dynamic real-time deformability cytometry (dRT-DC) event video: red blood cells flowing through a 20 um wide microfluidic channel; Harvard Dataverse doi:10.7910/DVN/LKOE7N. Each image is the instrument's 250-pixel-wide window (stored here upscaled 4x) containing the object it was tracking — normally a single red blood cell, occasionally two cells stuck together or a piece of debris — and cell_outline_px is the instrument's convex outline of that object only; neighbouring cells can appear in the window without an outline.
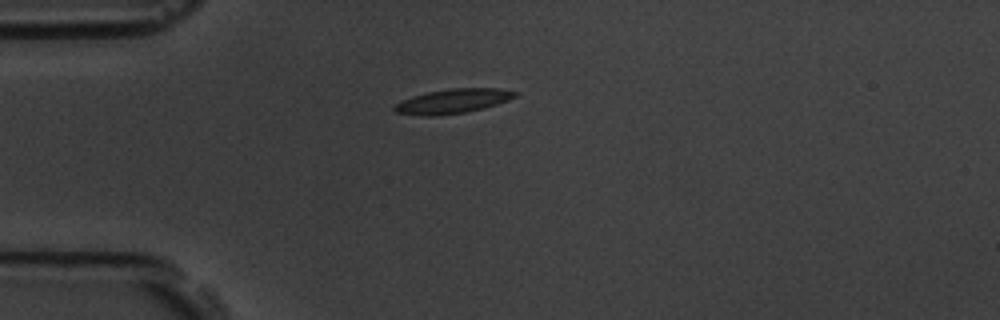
{"species": "common noctule bat (a hibernating species)", "species_latin": "Nyctalus noctula", "temperature_condition": "room temperature", "stored_images_in_passage": 7, "camera_frame_rate_fps": 3000, "um_per_image_px": 0.085, "animal": {"sex": "male", "body_mass_g": 19.5, "forearm_length_mm": 54.6}, "frame": {"image": 1, "passage_image": 1, "time_ms": 0.0, "image_size_px": [1000, 320], "cell_outline_px": [[520, 92], [516, 96], [508, 100], [484, 108], [464, 112], [436, 116], [420, 116], [396, 112], [392, 108], [396, 104], [412, 96], [428, 92], [448, 88], [500, 88]], "centroid_in_image_um": [38.51, 8.59], "position_along_channel_um": 46.5, "area_um2": 17.17}}
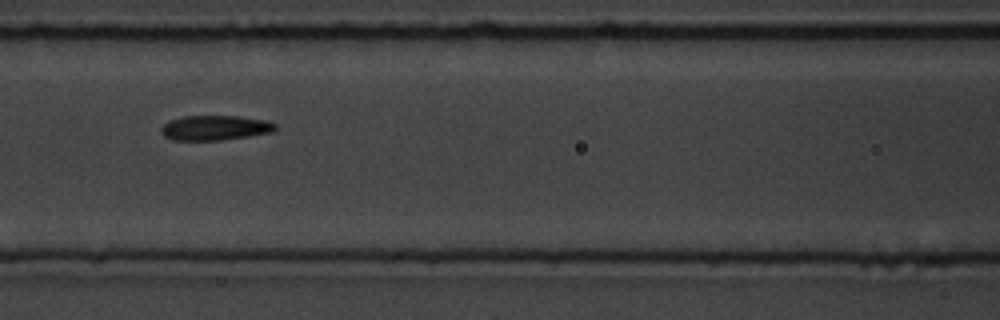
{"frame": {"image": 2, "passage_image": 4, "time_ms": 1.0, "image_size_px": [1000, 320], "cell_outline_px": [[276, 132], [220, 140], [172, 140], [164, 136], [160, 132], [160, 128], [164, 124], [172, 120], [184, 116], [240, 116], [264, 120], [276, 124]], "centroid_in_image_um": [18.29, 10.87], "position_along_channel_um": 148.3, "area_um2": 16.53}}
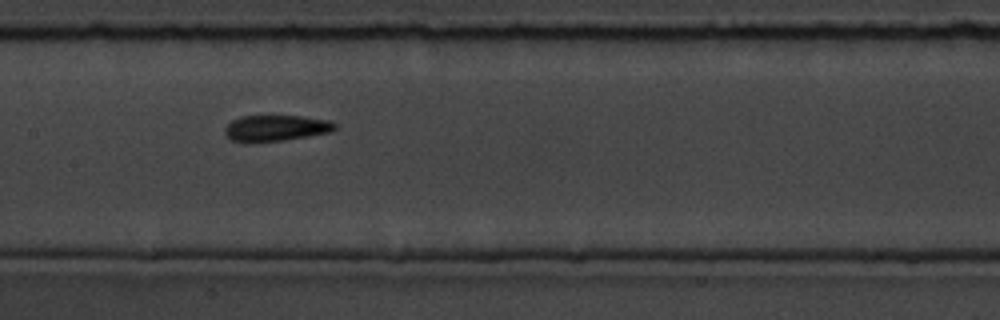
{"frame": {"image": 3, "passage_image": 5, "time_ms": 1.333, "image_size_px": [1000, 320], "cell_outline_px": [[336, 128], [332, 132], [284, 140], [244, 144], [232, 140], [224, 132], [224, 128], [232, 120], [240, 116], [300, 116], [328, 120], [336, 124]], "centroid_in_image_um": [23.41, 10.91], "position_along_channel_um": 184.0, "area_um2": 16.94}}